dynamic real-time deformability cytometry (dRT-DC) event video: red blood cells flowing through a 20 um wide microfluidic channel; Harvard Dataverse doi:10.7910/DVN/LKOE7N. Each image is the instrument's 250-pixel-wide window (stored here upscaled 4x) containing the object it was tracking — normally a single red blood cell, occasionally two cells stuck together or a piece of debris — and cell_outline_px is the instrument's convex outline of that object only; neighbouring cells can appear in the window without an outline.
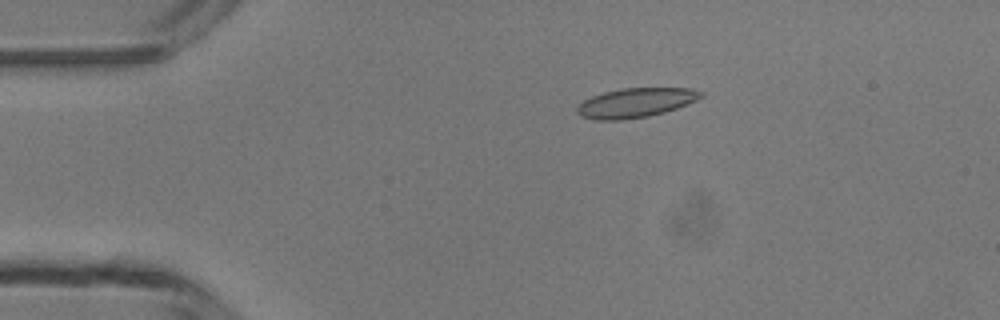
{"species": "common noctule bat (a hibernating species)", "species_latin": "Nyctalus noctula", "temperature_condition": "room temperature", "stored_images_in_passage": 5, "camera_frame_rate_fps": 3000, "um_per_image_px": 0.085, "animal": {"sex": "male", "body_mass_g": 13.3}, "frame": {"image": 1, "passage_image": 3, "time_ms": 2.333, "image_size_px": [1000, 320], "cell_outline_px": [[704, 96], [696, 100], [676, 108], [664, 112], [648, 116], [620, 120], [596, 120], [580, 116], [576, 112], [576, 108], [584, 100], [592, 96], [604, 92], [620, 88], [692, 88], [704, 92]], "centroid_in_image_um": [54.02, 8.73], "position_along_channel_um": 31.0, "area_um2": 21.21}}